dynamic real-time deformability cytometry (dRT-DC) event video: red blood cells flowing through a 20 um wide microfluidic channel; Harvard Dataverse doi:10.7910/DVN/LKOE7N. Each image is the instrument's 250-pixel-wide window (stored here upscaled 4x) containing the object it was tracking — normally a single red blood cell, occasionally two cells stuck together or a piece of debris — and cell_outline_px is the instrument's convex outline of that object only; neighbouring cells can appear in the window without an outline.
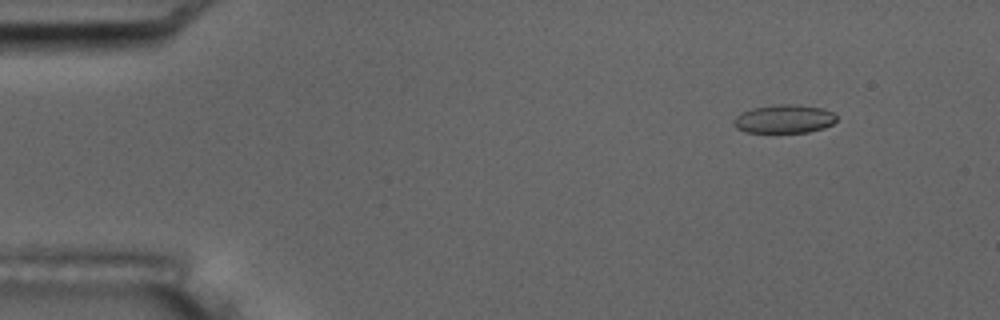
{"species": "common noctule bat (a hibernating species)", "species_latin": "Nyctalus noctula", "temperature_condition": "room temperature", "stored_images_in_passage": 5, "camera_frame_rate_fps": 3000, "um_per_image_px": 0.085, "animal": {"sex": "male", "body_mass_g": 17.5, "forearm_length_mm": 52.3}, "frame": {"image": 1, "passage_image": 2, "time_ms": 1.0, "image_size_px": [1000, 320], "cell_outline_px": [[836, 120], [832, 124], [824, 128], [808, 132], [744, 132], [736, 128], [732, 124], [732, 120], [736, 116], [752, 108], [772, 104], [796, 104], [824, 108], [832, 112], [836, 116]], "centroid_in_image_um": [66.64, 10.1], "position_along_channel_um": 18.4, "area_um2": 17.22}}